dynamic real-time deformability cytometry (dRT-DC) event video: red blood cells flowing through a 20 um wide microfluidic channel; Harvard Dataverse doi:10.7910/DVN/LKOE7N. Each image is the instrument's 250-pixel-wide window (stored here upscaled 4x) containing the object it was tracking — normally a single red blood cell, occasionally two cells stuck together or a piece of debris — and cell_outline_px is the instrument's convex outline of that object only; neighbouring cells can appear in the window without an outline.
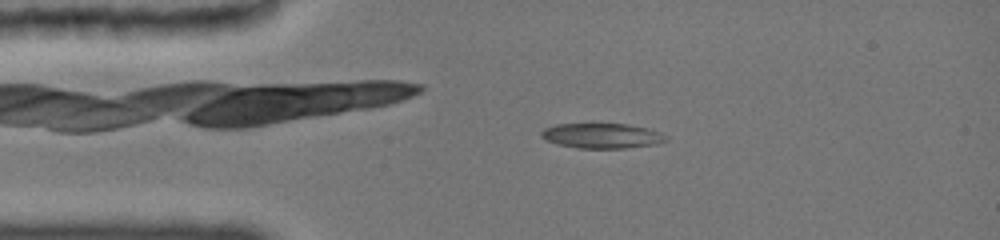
{"species": "common noctule bat (a hibernating species)", "species_latin": "Nyctalus noctula", "temperature_condition": "cold", "stored_images_in_passage": 24, "camera_frame_rate_fps": 3000, "um_per_image_px": 0.085, "animal": {"sex": "female", "body_mass_g": 19.0, "forearm_length_mm": 51.5}, "frame": {"image": 1, "passage_image": 14, "time_ms": 3.0, "image_size_px": [1000, 240], "cell_outline_px": [[664, 140], [652, 144], [624, 148], [580, 148], [560, 144], [548, 140], [540, 136], [540, 132], [544, 128], [556, 124], [624, 124], [644, 128], [656, 132]], "centroid_in_image_um": [51.01, 11.53], "position_along_channel_um": 34.0, "area_um2": 17.34}}
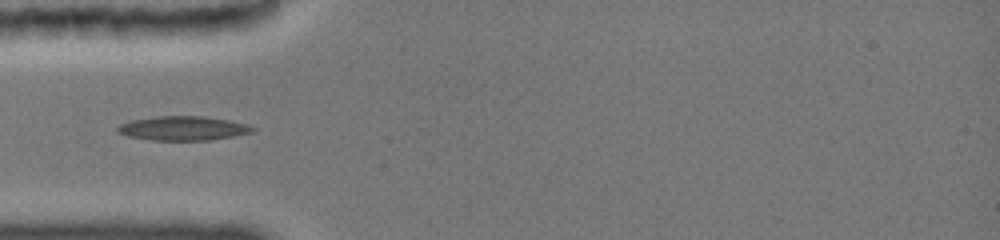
{"frame": {"image": 2, "passage_image": 19, "time_ms": 4.667, "image_size_px": [1000, 240], "cell_outline_px": [[256, 128], [252, 132], [232, 136], [208, 140], [152, 140], [128, 136], [120, 132], [116, 128], [120, 124], [132, 120], [156, 116], [200, 116], [228, 120], [244, 124]], "centroid_in_image_um": [15.53, 10.9], "position_along_channel_um": 69.5, "area_um2": 18.67}}
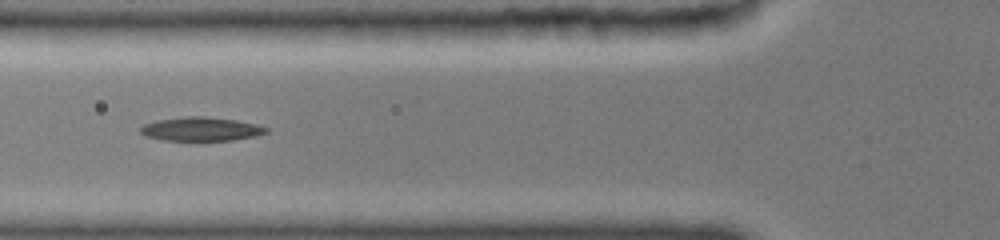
{"frame": {"image": 3, "passage_image": 23, "time_ms": 5.667, "image_size_px": [1000, 240], "cell_outline_px": [[268, 132], [252, 136], [232, 140], [160, 140], [148, 136], [140, 132], [140, 128], [144, 124], [156, 120], [188, 116], [200, 116], [232, 120], [252, 124], [268, 128]], "centroid_in_image_um": [17.01, 10.97], "position_along_channel_um": 108.8, "area_um2": 16.94}}